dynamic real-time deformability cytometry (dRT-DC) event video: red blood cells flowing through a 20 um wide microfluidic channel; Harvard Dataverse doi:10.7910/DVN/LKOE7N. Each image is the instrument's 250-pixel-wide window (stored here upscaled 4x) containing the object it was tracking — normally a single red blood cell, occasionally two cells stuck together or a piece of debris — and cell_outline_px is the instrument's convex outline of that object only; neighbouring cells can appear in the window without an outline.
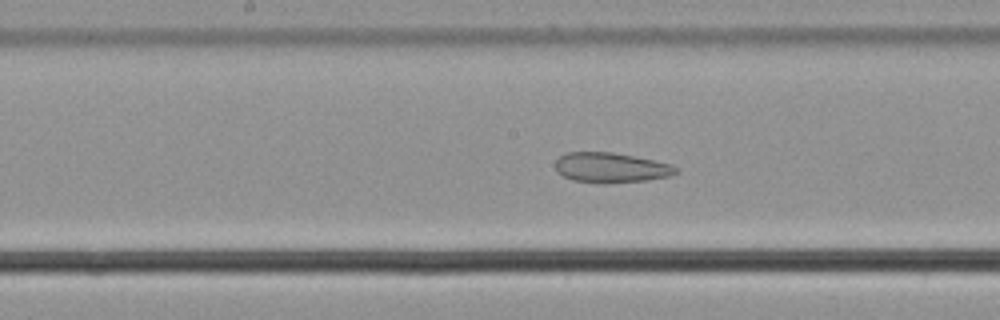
{"species": "common noctule bat (a hibernating species)", "species_latin": "Nyctalus noctula", "temperature_condition": "cold", "stored_images_in_passage": 55, "camera_frame_rate_fps": 3000, "um_per_image_px": 0.085, "animal": {"sex": "male", "body_mass_g": 21.5, "forearm_length_mm": 52.0}, "frame": {"image": 1, "passage_image": 31, "time_ms": 10.0, "image_size_px": [1000, 320], "cell_outline_px": [[680, 172], [668, 176], [644, 180], [604, 184], [572, 180], [564, 176], [556, 168], [556, 160], [560, 156], [568, 152], [612, 152], [672, 164]], "centroid_in_image_um": [51.93, 14.25], "position_along_channel_um": 196.3, "area_um2": 20.87}}
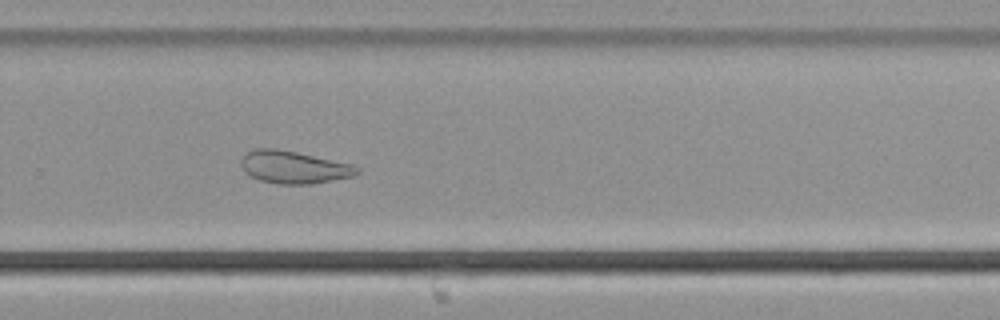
{"frame": {"image": 2, "passage_image": 40, "time_ms": 13.0, "image_size_px": [1000, 320], "cell_outline_px": [[360, 172], [352, 176], [312, 184], [280, 184], [260, 180], [248, 176], [244, 172], [240, 164], [240, 160], [248, 152], [256, 148], [276, 148], [296, 152], [352, 164], [360, 168]], "centroid_in_image_um": [24.94, 14.21], "position_along_channel_um": 304.9, "area_um2": 21.96}}
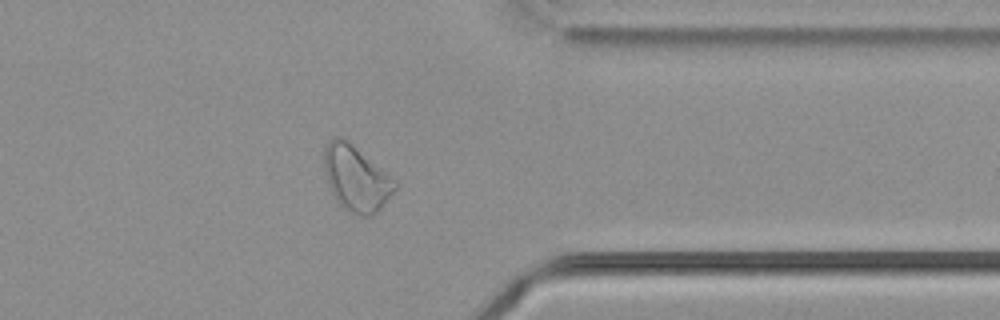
{"frame": {"image": 3, "passage_image": 47, "time_ms": 15.333, "image_size_px": [1000, 320], "cell_outline_px": [[400, 184], [380, 208], [372, 216], [360, 216], [344, 208], [336, 200], [328, 184], [324, 172], [324, 148], [328, 140], [332, 136], [344, 136]], "centroid_in_image_um": [30.26, 15.12], "position_along_channel_um": 381.1, "area_um2": 27.17}, "authors_computed_cell_mechanics": {"area_um2": 27.9174, "velocity_mm_per_s": 3.6192, "shape_relaxation_time_tau1_ms": null, "shape_relaxation_time_tau2_ms": 3.6043, "deformation_change_tau1": null, "deformation_change_tau2": 0.1053}}